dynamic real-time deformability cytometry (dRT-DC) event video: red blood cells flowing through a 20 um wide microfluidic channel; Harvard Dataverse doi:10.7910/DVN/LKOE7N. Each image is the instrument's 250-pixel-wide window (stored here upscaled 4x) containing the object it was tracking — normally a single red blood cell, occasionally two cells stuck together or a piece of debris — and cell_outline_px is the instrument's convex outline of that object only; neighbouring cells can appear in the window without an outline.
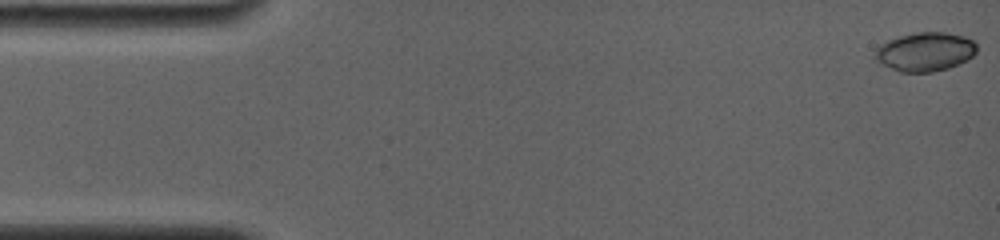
{"species": "common noctule bat (a hibernating species)", "species_latin": "Nyctalus noctula", "temperature_condition": "room temperature", "stored_images_in_passage": 43, "camera_frame_rate_fps": 4000, "um_per_image_px": 0.085, "animal": {"sex": "female", "body_mass_g": 19.0, "forearm_length_mm": 56.7}, "frame": {"image": 1, "passage_image": 1, "time_ms": 0.0, "image_size_px": [1000, 240], "cell_outline_px": [[976, 52], [972, 56], [948, 68], [932, 72], [900, 72], [876, 60], [876, 48], [880, 44], [888, 40], [900, 36], [916, 32], [944, 32], [964, 36], [972, 40], [976, 44]], "centroid_in_image_um": [78.63, 4.39], "position_along_channel_um": 6.4, "area_um2": 22.72}}
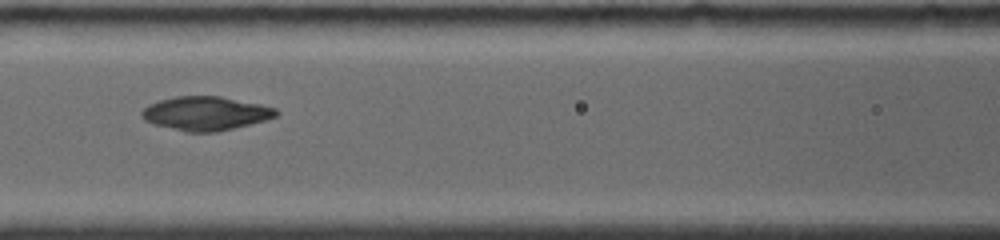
{"frame": {"image": 2, "passage_image": 27, "time_ms": 7.0, "image_size_px": [1000, 240], "cell_outline_px": [[280, 112], [276, 116], [264, 120], [216, 132], [184, 132], [152, 124], [144, 120], [140, 116], [140, 112], [148, 104], [160, 100], [176, 96], [220, 96], [260, 104], [276, 108]], "centroid_in_image_um": [17.43, 9.64], "position_along_channel_um": 149.2, "area_um2": 26.53}}
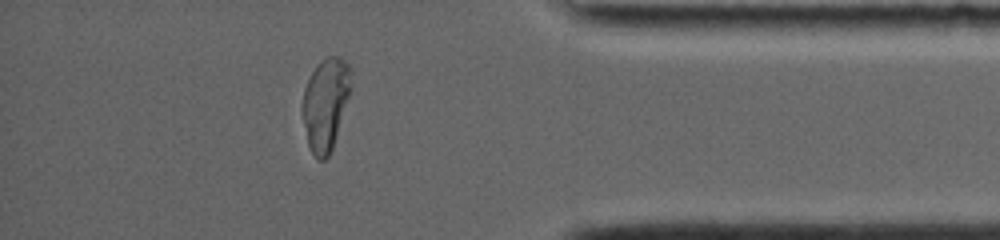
{"frame": {"image": 3, "passage_image": 43, "time_ms": 14.0, "image_size_px": [1000, 240], "cell_outline_px": [[352, 88], [332, 148], [328, 156], [324, 160], [316, 160], [308, 144], [300, 108], [304, 88], [316, 64], [328, 56], [340, 56], [352, 68]], "centroid_in_image_um": [27.67, 8.8], "position_along_channel_um": 407.5, "area_um2": 26.47}, "authors_computed_cell_mechanics": {"area_um2": 24.9118, "velocity_mm_per_s": 3.8898, "shape_relaxation_time_tau1_ms": null, "shape_relaxation_time_tau2_ms": 1.109, "deformation_change_tau1": null, "deformation_change_tau2": 0.0329}}